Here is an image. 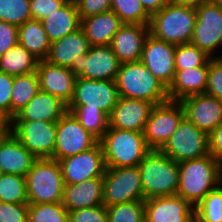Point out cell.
Listing matches in <instances>:
<instances>
[{
  "instance_id": "7dc6e473",
  "label": "cell",
  "mask_w": 222,
  "mask_h": 222,
  "mask_svg": "<svg viewBox=\"0 0 222 222\" xmlns=\"http://www.w3.org/2000/svg\"><path fill=\"white\" fill-rule=\"evenodd\" d=\"M209 154L222 161V123L208 135Z\"/></svg>"
},
{
  "instance_id": "d6986e66",
  "label": "cell",
  "mask_w": 222,
  "mask_h": 222,
  "mask_svg": "<svg viewBox=\"0 0 222 222\" xmlns=\"http://www.w3.org/2000/svg\"><path fill=\"white\" fill-rule=\"evenodd\" d=\"M40 91L54 95L67 105L70 103L76 76L65 67L50 63L48 60H39L37 65Z\"/></svg>"
},
{
  "instance_id": "4fadbf2b",
  "label": "cell",
  "mask_w": 222,
  "mask_h": 222,
  "mask_svg": "<svg viewBox=\"0 0 222 222\" xmlns=\"http://www.w3.org/2000/svg\"><path fill=\"white\" fill-rule=\"evenodd\" d=\"M118 99L119 94L115 80H91L77 77L73 97L68 105L99 108L110 116Z\"/></svg>"
},
{
  "instance_id": "484cf974",
  "label": "cell",
  "mask_w": 222,
  "mask_h": 222,
  "mask_svg": "<svg viewBox=\"0 0 222 222\" xmlns=\"http://www.w3.org/2000/svg\"><path fill=\"white\" fill-rule=\"evenodd\" d=\"M207 76L208 66L175 70L174 79L167 88L169 100L181 101L191 95L204 94Z\"/></svg>"
},
{
  "instance_id": "c3c4849f",
  "label": "cell",
  "mask_w": 222,
  "mask_h": 222,
  "mask_svg": "<svg viewBox=\"0 0 222 222\" xmlns=\"http://www.w3.org/2000/svg\"><path fill=\"white\" fill-rule=\"evenodd\" d=\"M145 11L151 16L168 4L169 0H140Z\"/></svg>"
},
{
  "instance_id": "f5cc1de1",
  "label": "cell",
  "mask_w": 222,
  "mask_h": 222,
  "mask_svg": "<svg viewBox=\"0 0 222 222\" xmlns=\"http://www.w3.org/2000/svg\"><path fill=\"white\" fill-rule=\"evenodd\" d=\"M189 222H204L198 216L194 215Z\"/></svg>"
},
{
  "instance_id": "8d00e7d4",
  "label": "cell",
  "mask_w": 222,
  "mask_h": 222,
  "mask_svg": "<svg viewBox=\"0 0 222 222\" xmlns=\"http://www.w3.org/2000/svg\"><path fill=\"white\" fill-rule=\"evenodd\" d=\"M195 215L204 222H222V183L195 207Z\"/></svg>"
},
{
  "instance_id": "7a4b0ae2",
  "label": "cell",
  "mask_w": 222,
  "mask_h": 222,
  "mask_svg": "<svg viewBox=\"0 0 222 222\" xmlns=\"http://www.w3.org/2000/svg\"><path fill=\"white\" fill-rule=\"evenodd\" d=\"M144 200L174 196L179 185L178 163L161 150L152 149L138 165Z\"/></svg>"
},
{
  "instance_id": "5b68a950",
  "label": "cell",
  "mask_w": 222,
  "mask_h": 222,
  "mask_svg": "<svg viewBox=\"0 0 222 222\" xmlns=\"http://www.w3.org/2000/svg\"><path fill=\"white\" fill-rule=\"evenodd\" d=\"M196 23L195 8L168 2L150 17V34L175 45L191 42Z\"/></svg>"
},
{
  "instance_id": "11a10c76",
  "label": "cell",
  "mask_w": 222,
  "mask_h": 222,
  "mask_svg": "<svg viewBox=\"0 0 222 222\" xmlns=\"http://www.w3.org/2000/svg\"><path fill=\"white\" fill-rule=\"evenodd\" d=\"M3 175H4V172H3V170H2L1 167H0V178H1Z\"/></svg>"
},
{
  "instance_id": "4316f807",
  "label": "cell",
  "mask_w": 222,
  "mask_h": 222,
  "mask_svg": "<svg viewBox=\"0 0 222 222\" xmlns=\"http://www.w3.org/2000/svg\"><path fill=\"white\" fill-rule=\"evenodd\" d=\"M123 24L111 10L81 19V28L91 46L110 45L114 35Z\"/></svg>"
},
{
  "instance_id": "ffe728a7",
  "label": "cell",
  "mask_w": 222,
  "mask_h": 222,
  "mask_svg": "<svg viewBox=\"0 0 222 222\" xmlns=\"http://www.w3.org/2000/svg\"><path fill=\"white\" fill-rule=\"evenodd\" d=\"M154 104L119 96L109 116V128L143 132Z\"/></svg>"
},
{
  "instance_id": "f35d334b",
  "label": "cell",
  "mask_w": 222,
  "mask_h": 222,
  "mask_svg": "<svg viewBox=\"0 0 222 222\" xmlns=\"http://www.w3.org/2000/svg\"><path fill=\"white\" fill-rule=\"evenodd\" d=\"M28 222H69V214L62 203H38L29 205Z\"/></svg>"
},
{
  "instance_id": "ba28073f",
  "label": "cell",
  "mask_w": 222,
  "mask_h": 222,
  "mask_svg": "<svg viewBox=\"0 0 222 222\" xmlns=\"http://www.w3.org/2000/svg\"><path fill=\"white\" fill-rule=\"evenodd\" d=\"M177 163L209 154L208 135L184 117L160 149Z\"/></svg>"
},
{
  "instance_id": "bcb514c9",
  "label": "cell",
  "mask_w": 222,
  "mask_h": 222,
  "mask_svg": "<svg viewBox=\"0 0 222 222\" xmlns=\"http://www.w3.org/2000/svg\"><path fill=\"white\" fill-rule=\"evenodd\" d=\"M14 76L0 72V110L11 117V94Z\"/></svg>"
},
{
  "instance_id": "816d5d0a",
  "label": "cell",
  "mask_w": 222,
  "mask_h": 222,
  "mask_svg": "<svg viewBox=\"0 0 222 222\" xmlns=\"http://www.w3.org/2000/svg\"><path fill=\"white\" fill-rule=\"evenodd\" d=\"M221 49H222V35L220 36L219 45H218V49L217 50L221 51ZM220 53L221 52H219V55L217 54L216 56H212L211 58L220 60L222 58V54H220Z\"/></svg>"
},
{
  "instance_id": "7bdbcfd3",
  "label": "cell",
  "mask_w": 222,
  "mask_h": 222,
  "mask_svg": "<svg viewBox=\"0 0 222 222\" xmlns=\"http://www.w3.org/2000/svg\"><path fill=\"white\" fill-rule=\"evenodd\" d=\"M80 19L111 10L112 0H73Z\"/></svg>"
},
{
  "instance_id": "ac0fdd59",
  "label": "cell",
  "mask_w": 222,
  "mask_h": 222,
  "mask_svg": "<svg viewBox=\"0 0 222 222\" xmlns=\"http://www.w3.org/2000/svg\"><path fill=\"white\" fill-rule=\"evenodd\" d=\"M145 222H189L195 207L180 196L152 197L144 200Z\"/></svg>"
},
{
  "instance_id": "ee69618b",
  "label": "cell",
  "mask_w": 222,
  "mask_h": 222,
  "mask_svg": "<svg viewBox=\"0 0 222 222\" xmlns=\"http://www.w3.org/2000/svg\"><path fill=\"white\" fill-rule=\"evenodd\" d=\"M68 0H30L32 19L42 21L63 6Z\"/></svg>"
},
{
  "instance_id": "5bb4252c",
  "label": "cell",
  "mask_w": 222,
  "mask_h": 222,
  "mask_svg": "<svg viewBox=\"0 0 222 222\" xmlns=\"http://www.w3.org/2000/svg\"><path fill=\"white\" fill-rule=\"evenodd\" d=\"M58 162L64 184H78L91 178H103L106 171L100 142L87 151L60 159Z\"/></svg>"
},
{
  "instance_id": "74e56055",
  "label": "cell",
  "mask_w": 222,
  "mask_h": 222,
  "mask_svg": "<svg viewBox=\"0 0 222 222\" xmlns=\"http://www.w3.org/2000/svg\"><path fill=\"white\" fill-rule=\"evenodd\" d=\"M31 19L30 0H0V21L19 27Z\"/></svg>"
},
{
  "instance_id": "83f0119b",
  "label": "cell",
  "mask_w": 222,
  "mask_h": 222,
  "mask_svg": "<svg viewBox=\"0 0 222 222\" xmlns=\"http://www.w3.org/2000/svg\"><path fill=\"white\" fill-rule=\"evenodd\" d=\"M41 22L50 42L61 39L81 28V19L73 0H68Z\"/></svg>"
},
{
  "instance_id": "1f68e13d",
  "label": "cell",
  "mask_w": 222,
  "mask_h": 222,
  "mask_svg": "<svg viewBox=\"0 0 222 222\" xmlns=\"http://www.w3.org/2000/svg\"><path fill=\"white\" fill-rule=\"evenodd\" d=\"M79 123L93 136L100 140L109 128V116L99 108L86 105H67Z\"/></svg>"
},
{
  "instance_id": "9c48e42d",
  "label": "cell",
  "mask_w": 222,
  "mask_h": 222,
  "mask_svg": "<svg viewBox=\"0 0 222 222\" xmlns=\"http://www.w3.org/2000/svg\"><path fill=\"white\" fill-rule=\"evenodd\" d=\"M11 133L37 159L53 157L57 122L12 120Z\"/></svg>"
},
{
  "instance_id": "8992f818",
  "label": "cell",
  "mask_w": 222,
  "mask_h": 222,
  "mask_svg": "<svg viewBox=\"0 0 222 222\" xmlns=\"http://www.w3.org/2000/svg\"><path fill=\"white\" fill-rule=\"evenodd\" d=\"M25 178L29 205L61 203L65 184L58 160L37 159Z\"/></svg>"
},
{
  "instance_id": "44dd1931",
  "label": "cell",
  "mask_w": 222,
  "mask_h": 222,
  "mask_svg": "<svg viewBox=\"0 0 222 222\" xmlns=\"http://www.w3.org/2000/svg\"><path fill=\"white\" fill-rule=\"evenodd\" d=\"M149 34L148 25L123 24L109 46L121 64L140 61Z\"/></svg>"
},
{
  "instance_id": "836d02e7",
  "label": "cell",
  "mask_w": 222,
  "mask_h": 222,
  "mask_svg": "<svg viewBox=\"0 0 222 222\" xmlns=\"http://www.w3.org/2000/svg\"><path fill=\"white\" fill-rule=\"evenodd\" d=\"M0 201L28 203L26 178L17 174H4L0 178Z\"/></svg>"
},
{
  "instance_id": "7c38bea8",
  "label": "cell",
  "mask_w": 222,
  "mask_h": 222,
  "mask_svg": "<svg viewBox=\"0 0 222 222\" xmlns=\"http://www.w3.org/2000/svg\"><path fill=\"white\" fill-rule=\"evenodd\" d=\"M121 63L109 45L91 46L89 52L74 60L70 70L76 77L114 81Z\"/></svg>"
},
{
  "instance_id": "d6a6232c",
  "label": "cell",
  "mask_w": 222,
  "mask_h": 222,
  "mask_svg": "<svg viewBox=\"0 0 222 222\" xmlns=\"http://www.w3.org/2000/svg\"><path fill=\"white\" fill-rule=\"evenodd\" d=\"M111 11L124 24L149 25L150 15L143 8L140 0H112Z\"/></svg>"
},
{
  "instance_id": "ab89813d",
  "label": "cell",
  "mask_w": 222,
  "mask_h": 222,
  "mask_svg": "<svg viewBox=\"0 0 222 222\" xmlns=\"http://www.w3.org/2000/svg\"><path fill=\"white\" fill-rule=\"evenodd\" d=\"M205 93L222 100V61L211 58L208 66L207 88Z\"/></svg>"
},
{
  "instance_id": "277c9868",
  "label": "cell",
  "mask_w": 222,
  "mask_h": 222,
  "mask_svg": "<svg viewBox=\"0 0 222 222\" xmlns=\"http://www.w3.org/2000/svg\"><path fill=\"white\" fill-rule=\"evenodd\" d=\"M115 82L121 97L149 101L154 105L169 100L167 88L141 61L122 63Z\"/></svg>"
},
{
  "instance_id": "f907efd6",
  "label": "cell",
  "mask_w": 222,
  "mask_h": 222,
  "mask_svg": "<svg viewBox=\"0 0 222 222\" xmlns=\"http://www.w3.org/2000/svg\"><path fill=\"white\" fill-rule=\"evenodd\" d=\"M172 3L184 5L192 8H197L204 3H207L211 0H169Z\"/></svg>"
},
{
  "instance_id": "d4e9b609",
  "label": "cell",
  "mask_w": 222,
  "mask_h": 222,
  "mask_svg": "<svg viewBox=\"0 0 222 222\" xmlns=\"http://www.w3.org/2000/svg\"><path fill=\"white\" fill-rule=\"evenodd\" d=\"M91 45L83 31L79 28L61 39L51 42L50 52L46 60L65 68H71L74 60L89 52Z\"/></svg>"
},
{
  "instance_id": "52a82bcc",
  "label": "cell",
  "mask_w": 222,
  "mask_h": 222,
  "mask_svg": "<svg viewBox=\"0 0 222 222\" xmlns=\"http://www.w3.org/2000/svg\"><path fill=\"white\" fill-rule=\"evenodd\" d=\"M138 166L106 168L103 176V205L144 201Z\"/></svg>"
},
{
  "instance_id": "3957f363",
  "label": "cell",
  "mask_w": 222,
  "mask_h": 222,
  "mask_svg": "<svg viewBox=\"0 0 222 222\" xmlns=\"http://www.w3.org/2000/svg\"><path fill=\"white\" fill-rule=\"evenodd\" d=\"M106 168L138 166L152 150L143 132L108 128L99 140Z\"/></svg>"
},
{
  "instance_id": "f546056e",
  "label": "cell",
  "mask_w": 222,
  "mask_h": 222,
  "mask_svg": "<svg viewBox=\"0 0 222 222\" xmlns=\"http://www.w3.org/2000/svg\"><path fill=\"white\" fill-rule=\"evenodd\" d=\"M38 59L20 43L0 56V72L13 76L29 74L37 70Z\"/></svg>"
},
{
  "instance_id": "9a60e30c",
  "label": "cell",
  "mask_w": 222,
  "mask_h": 222,
  "mask_svg": "<svg viewBox=\"0 0 222 222\" xmlns=\"http://www.w3.org/2000/svg\"><path fill=\"white\" fill-rule=\"evenodd\" d=\"M195 10L196 23L190 43L210 57L215 56V53L219 52L217 49L222 35V7L209 1Z\"/></svg>"
},
{
  "instance_id": "f1b7e54d",
  "label": "cell",
  "mask_w": 222,
  "mask_h": 222,
  "mask_svg": "<svg viewBox=\"0 0 222 222\" xmlns=\"http://www.w3.org/2000/svg\"><path fill=\"white\" fill-rule=\"evenodd\" d=\"M18 43L38 60H45L49 55L51 42L39 20L31 19L18 27Z\"/></svg>"
},
{
  "instance_id": "7402d4cb",
  "label": "cell",
  "mask_w": 222,
  "mask_h": 222,
  "mask_svg": "<svg viewBox=\"0 0 222 222\" xmlns=\"http://www.w3.org/2000/svg\"><path fill=\"white\" fill-rule=\"evenodd\" d=\"M61 203L68 212L103 205V178L65 184Z\"/></svg>"
},
{
  "instance_id": "9f6ffc18",
  "label": "cell",
  "mask_w": 222,
  "mask_h": 222,
  "mask_svg": "<svg viewBox=\"0 0 222 222\" xmlns=\"http://www.w3.org/2000/svg\"><path fill=\"white\" fill-rule=\"evenodd\" d=\"M7 136H9V135H0V141H1L2 138H5Z\"/></svg>"
},
{
  "instance_id": "db71d44e",
  "label": "cell",
  "mask_w": 222,
  "mask_h": 222,
  "mask_svg": "<svg viewBox=\"0 0 222 222\" xmlns=\"http://www.w3.org/2000/svg\"><path fill=\"white\" fill-rule=\"evenodd\" d=\"M213 3L218 4L220 7H222V0H211Z\"/></svg>"
},
{
  "instance_id": "8fae6325",
  "label": "cell",
  "mask_w": 222,
  "mask_h": 222,
  "mask_svg": "<svg viewBox=\"0 0 222 222\" xmlns=\"http://www.w3.org/2000/svg\"><path fill=\"white\" fill-rule=\"evenodd\" d=\"M98 142L99 140L88 132L71 112L67 111L57 121L56 144L51 159L60 160L76 155L93 148Z\"/></svg>"
},
{
  "instance_id": "681fc988",
  "label": "cell",
  "mask_w": 222,
  "mask_h": 222,
  "mask_svg": "<svg viewBox=\"0 0 222 222\" xmlns=\"http://www.w3.org/2000/svg\"><path fill=\"white\" fill-rule=\"evenodd\" d=\"M12 118L0 110V135H10Z\"/></svg>"
},
{
  "instance_id": "30bf717a",
  "label": "cell",
  "mask_w": 222,
  "mask_h": 222,
  "mask_svg": "<svg viewBox=\"0 0 222 222\" xmlns=\"http://www.w3.org/2000/svg\"><path fill=\"white\" fill-rule=\"evenodd\" d=\"M184 117L185 111L180 101L168 100L154 105L143 130L148 146L160 150Z\"/></svg>"
},
{
  "instance_id": "4dcf8cb0",
  "label": "cell",
  "mask_w": 222,
  "mask_h": 222,
  "mask_svg": "<svg viewBox=\"0 0 222 222\" xmlns=\"http://www.w3.org/2000/svg\"><path fill=\"white\" fill-rule=\"evenodd\" d=\"M40 91L37 71L14 76L11 94V118H13Z\"/></svg>"
},
{
  "instance_id": "e0dca14e",
  "label": "cell",
  "mask_w": 222,
  "mask_h": 222,
  "mask_svg": "<svg viewBox=\"0 0 222 222\" xmlns=\"http://www.w3.org/2000/svg\"><path fill=\"white\" fill-rule=\"evenodd\" d=\"M180 103L185 117L207 135L222 123V100L204 93L185 97Z\"/></svg>"
},
{
  "instance_id": "603a6c76",
  "label": "cell",
  "mask_w": 222,
  "mask_h": 222,
  "mask_svg": "<svg viewBox=\"0 0 222 222\" xmlns=\"http://www.w3.org/2000/svg\"><path fill=\"white\" fill-rule=\"evenodd\" d=\"M67 111V104L61 99L39 91L12 120L57 122Z\"/></svg>"
},
{
  "instance_id": "60d3db41",
  "label": "cell",
  "mask_w": 222,
  "mask_h": 222,
  "mask_svg": "<svg viewBox=\"0 0 222 222\" xmlns=\"http://www.w3.org/2000/svg\"><path fill=\"white\" fill-rule=\"evenodd\" d=\"M28 203H6L0 201V222H28Z\"/></svg>"
},
{
  "instance_id": "e575fe53",
  "label": "cell",
  "mask_w": 222,
  "mask_h": 222,
  "mask_svg": "<svg viewBox=\"0 0 222 222\" xmlns=\"http://www.w3.org/2000/svg\"><path fill=\"white\" fill-rule=\"evenodd\" d=\"M175 70L209 66L211 57L197 46L187 43L175 46Z\"/></svg>"
},
{
  "instance_id": "d590c367",
  "label": "cell",
  "mask_w": 222,
  "mask_h": 222,
  "mask_svg": "<svg viewBox=\"0 0 222 222\" xmlns=\"http://www.w3.org/2000/svg\"><path fill=\"white\" fill-rule=\"evenodd\" d=\"M108 222H145L144 201H131L106 207Z\"/></svg>"
},
{
  "instance_id": "cb8c5ba5",
  "label": "cell",
  "mask_w": 222,
  "mask_h": 222,
  "mask_svg": "<svg viewBox=\"0 0 222 222\" xmlns=\"http://www.w3.org/2000/svg\"><path fill=\"white\" fill-rule=\"evenodd\" d=\"M37 158L11 133L0 141V167L4 174L26 177Z\"/></svg>"
},
{
  "instance_id": "6da1fadb",
  "label": "cell",
  "mask_w": 222,
  "mask_h": 222,
  "mask_svg": "<svg viewBox=\"0 0 222 222\" xmlns=\"http://www.w3.org/2000/svg\"><path fill=\"white\" fill-rule=\"evenodd\" d=\"M177 196L196 207L201 200L222 183L221 162L210 154L178 163Z\"/></svg>"
},
{
  "instance_id": "b9f144b4",
  "label": "cell",
  "mask_w": 222,
  "mask_h": 222,
  "mask_svg": "<svg viewBox=\"0 0 222 222\" xmlns=\"http://www.w3.org/2000/svg\"><path fill=\"white\" fill-rule=\"evenodd\" d=\"M69 222H108L106 206L98 205L68 212Z\"/></svg>"
},
{
  "instance_id": "2e32d148",
  "label": "cell",
  "mask_w": 222,
  "mask_h": 222,
  "mask_svg": "<svg viewBox=\"0 0 222 222\" xmlns=\"http://www.w3.org/2000/svg\"><path fill=\"white\" fill-rule=\"evenodd\" d=\"M175 46L149 34L140 60L166 88L175 76Z\"/></svg>"
},
{
  "instance_id": "f6af8a7d",
  "label": "cell",
  "mask_w": 222,
  "mask_h": 222,
  "mask_svg": "<svg viewBox=\"0 0 222 222\" xmlns=\"http://www.w3.org/2000/svg\"><path fill=\"white\" fill-rule=\"evenodd\" d=\"M18 43V27L0 21V56Z\"/></svg>"
}]
</instances>
